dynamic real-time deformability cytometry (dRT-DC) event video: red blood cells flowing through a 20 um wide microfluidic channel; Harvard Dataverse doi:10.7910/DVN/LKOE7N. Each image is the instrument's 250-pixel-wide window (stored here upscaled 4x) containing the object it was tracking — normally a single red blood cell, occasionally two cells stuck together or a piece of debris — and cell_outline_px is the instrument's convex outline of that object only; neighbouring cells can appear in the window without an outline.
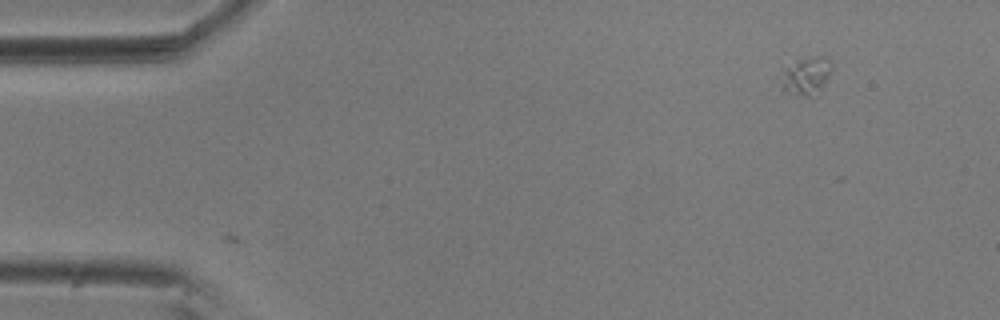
{"species": "common noctule bat (a hibernating species)", "species_latin": "Nyctalus noctula", "temperature_condition": "room temperature", "stored_images_in_passage": 8, "camera_frame_rate_fps": 3000, "um_per_image_px": 0.085, "animal": {"sex": "male", "body_mass_g": 20.5, "forearm_length_mm": 52.5}, "frame": {"image": 1, "passage_image": 1, "time_ms": 0.0, "image_size_px": [1000, 320], "cell_outline_px": [[832, 68], [828, 76], [820, 88], [808, 96], [788, 92], [776, 80], [776, 76], [784, 68], [796, 60], [816, 56], [828, 56], [832, 64]], "centroid_in_image_um": [68.45, 6.38], "position_along_channel_um": 16.6, "area_um2": 11.16}}